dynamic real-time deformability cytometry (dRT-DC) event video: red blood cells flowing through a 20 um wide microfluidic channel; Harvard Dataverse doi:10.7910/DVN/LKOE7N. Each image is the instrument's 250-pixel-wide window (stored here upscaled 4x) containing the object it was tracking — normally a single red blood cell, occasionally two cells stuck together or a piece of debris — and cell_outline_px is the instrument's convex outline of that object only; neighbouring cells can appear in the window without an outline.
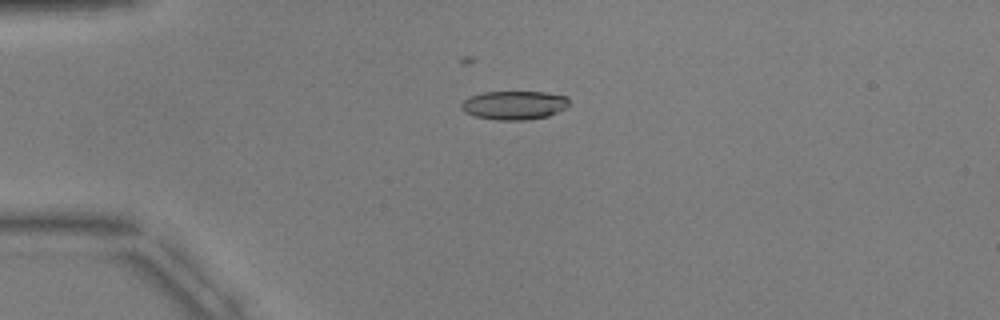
{"species": "common noctule bat (a hibernating species)", "species_latin": "Nyctalus noctula", "temperature_condition": "warm", "stored_images_in_passage": 2, "camera_frame_rate_fps": 3000, "um_per_image_px": 0.085, "animal": {"sex": "male", "body_mass_g": 17.9, "forearm_length_mm": 54.2}, "frame": {"image": 1, "passage_image": 1, "time_ms": 0.0, "image_size_px": [1000, 320], "cell_outline_px": [[568, 104], [564, 108], [548, 116], [524, 120], [496, 120], [476, 116], [464, 112], [460, 108], [460, 104], [464, 100], [472, 96], [484, 92], [544, 92], [568, 96]], "centroid_in_image_um": [43.69, 8.94], "position_along_channel_um": 41.3, "area_um2": 17.92}}